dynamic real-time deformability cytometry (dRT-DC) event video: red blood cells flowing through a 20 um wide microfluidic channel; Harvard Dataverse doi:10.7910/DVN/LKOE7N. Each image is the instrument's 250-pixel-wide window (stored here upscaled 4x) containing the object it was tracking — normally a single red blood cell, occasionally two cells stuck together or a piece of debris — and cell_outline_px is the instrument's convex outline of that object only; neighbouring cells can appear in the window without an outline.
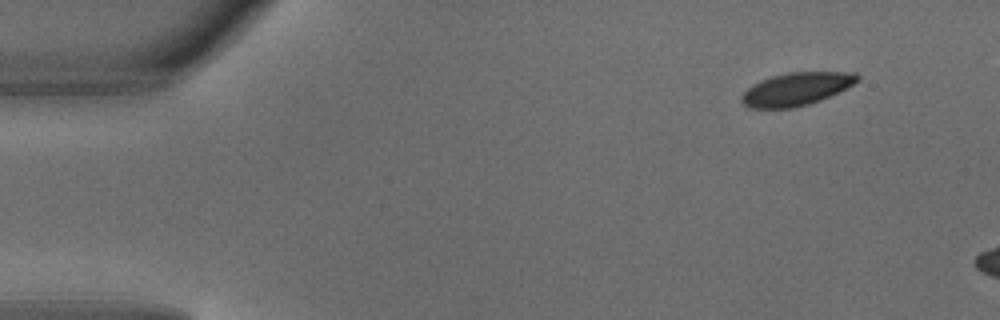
{"species": "common noctule bat (a hibernating species)", "species_latin": "Nyctalus noctula", "temperature_condition": "warm", "stored_images_in_passage": 2, "camera_frame_rate_fps": 3000, "um_per_image_px": 0.085, "animal": {"sex": "male", "body_mass_g": 18.8}, "frame": {"image": 1, "passage_image": 1, "time_ms": 0.0, "image_size_px": [1000, 320], "cell_outline_px": [[860, 80], [820, 100], [808, 104], [792, 108], [748, 108], [740, 100], [740, 96], [752, 84], [760, 80], [772, 76], [788, 72], [856, 72], [860, 76]], "centroid_in_image_um": [67.65, 7.56], "position_along_channel_um": 17.4, "area_um2": 22.08}}